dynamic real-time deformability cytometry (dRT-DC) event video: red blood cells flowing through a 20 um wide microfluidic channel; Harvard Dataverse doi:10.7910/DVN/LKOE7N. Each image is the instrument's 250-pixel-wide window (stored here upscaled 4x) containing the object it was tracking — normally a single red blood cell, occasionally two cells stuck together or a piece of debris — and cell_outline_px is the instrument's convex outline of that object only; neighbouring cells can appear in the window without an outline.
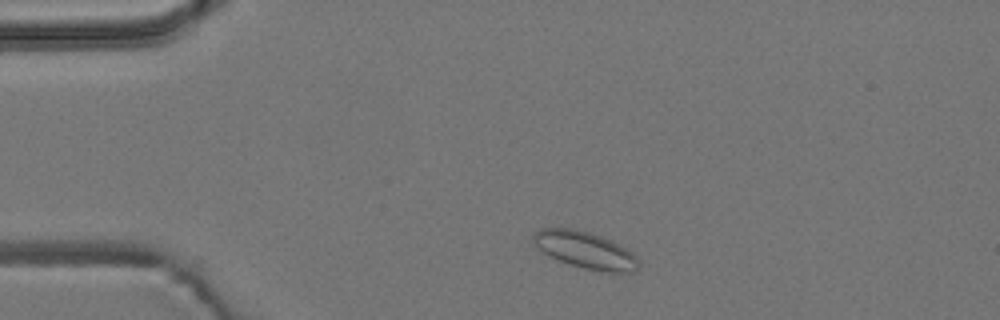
{"species": "common noctule bat (a hibernating species)", "species_latin": "Nyctalus noctula", "temperature_condition": "room temperature", "stored_images_in_passage": 41, "camera_frame_rate_fps": 3000, "um_per_image_px": 0.085, "animal": {"sex": "male", "body_mass_g": 19.2, "forearm_length_mm": 51.8}, "frame": {"image": 1, "passage_image": 4, "time_ms": 1.0, "image_size_px": [1000, 320], "cell_outline_px": [[640, 268], [632, 272], [600, 272], [568, 264], [544, 252], [532, 240], [532, 232], [540, 228], [572, 228], [588, 232], [612, 240], [632, 252], [640, 260]], "centroid_in_image_um": [49.79, 21.26], "position_along_channel_um": 35.2, "area_um2": 22.66}}
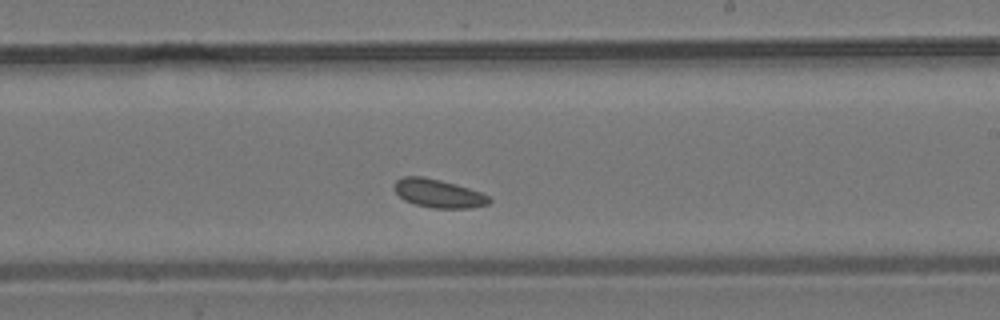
{"frame": {"image": 2, "passage_image": 25, "time_ms": 8.0, "image_size_px": [1000, 320], "cell_outline_px": [[492, 200], [488, 204], [472, 208], [432, 208], [416, 204], [404, 200], [392, 188], [396, 180], [404, 176], [424, 176], [456, 184], [480, 192], [488, 196]], "centroid_in_image_um": [37.25, 16.44], "position_along_channel_um": 251.8, "area_um2": 15.72}}
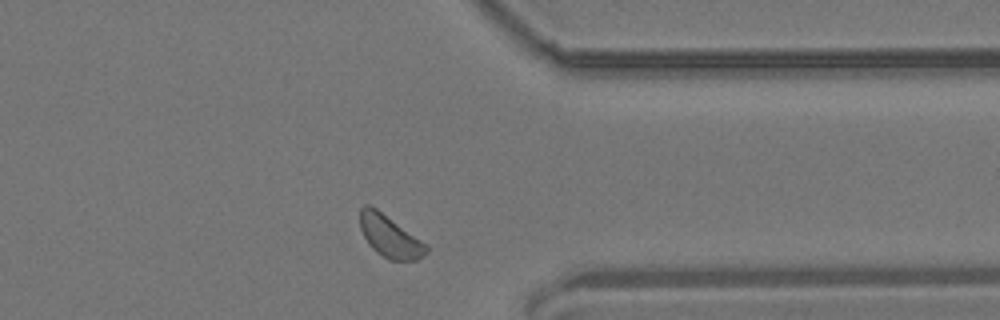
{"frame": {"image": 3, "passage_image": 36, "time_ms": 11.667, "image_size_px": [1000, 320], "cell_outline_px": [[428, 252], [416, 260], [388, 260], [376, 252], [368, 244], [360, 228], [360, 208], [364, 204], [368, 204], [376, 208], [428, 244]], "centroid_in_image_um": [33.13, 20.09], "position_along_channel_um": 378.3, "area_um2": 16.3}}